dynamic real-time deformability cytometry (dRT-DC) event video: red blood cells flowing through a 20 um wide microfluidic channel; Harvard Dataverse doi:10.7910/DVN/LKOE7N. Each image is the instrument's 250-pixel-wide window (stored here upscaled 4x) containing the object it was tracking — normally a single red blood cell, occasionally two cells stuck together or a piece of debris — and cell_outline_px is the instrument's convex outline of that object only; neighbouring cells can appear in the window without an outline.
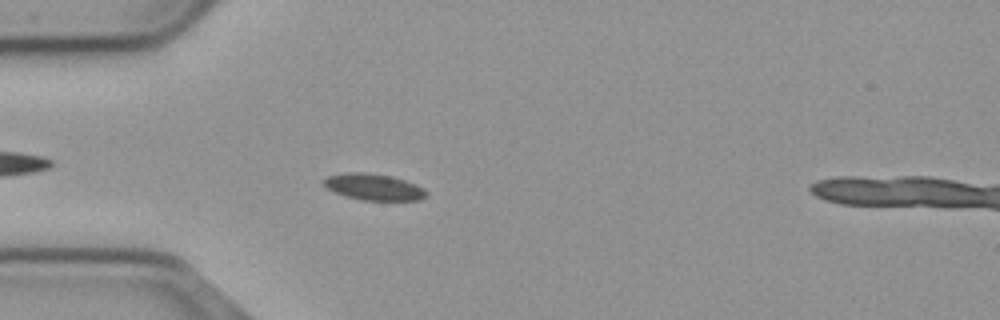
{"species": "common noctule bat (a hibernating species)", "species_latin": "Nyctalus noctula", "temperature_condition": "cold", "stored_images_in_passage": 57, "camera_frame_rate_fps": 3000, "um_per_image_px": 0.085, "animal": {"sex": "male", "body_mass_g": 23.1, "forearm_length_mm": 52.7}, "frame": {"image": 1, "passage_image": 16, "time_ms": 5.0, "image_size_px": [1000, 320], "cell_outline_px": [[428, 196], [420, 200], [360, 200], [344, 196], [328, 188], [324, 184], [324, 180], [328, 176], [352, 172], [364, 172], [392, 176], [416, 184], [424, 188], [428, 192]], "centroid_in_image_um": [31.83, 15.9], "position_along_channel_um": 53.2, "area_um2": 15.72}}
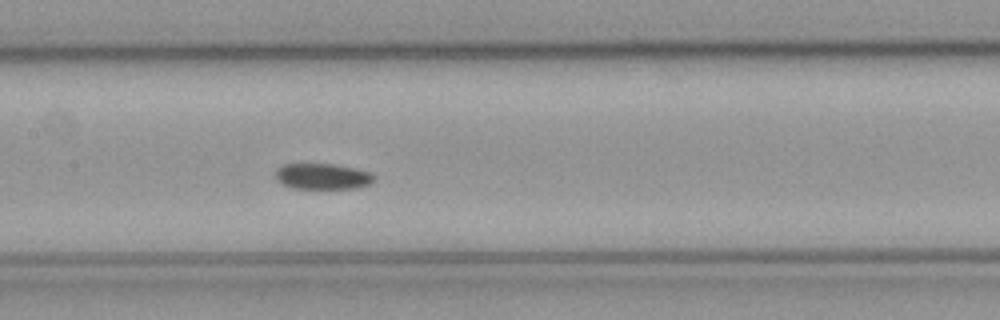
{"frame": {"image": 2, "passage_image": 27, "time_ms": 8.667, "image_size_px": [1000, 320], "cell_outline_px": [[376, 176], [368, 184], [356, 188], [292, 188], [280, 184], [276, 180], [276, 168], [284, 164], [332, 164], [356, 168], [368, 172]], "centroid_in_image_um": [27.36, 14.99], "position_along_channel_um": 180.0, "area_um2": 14.8}}
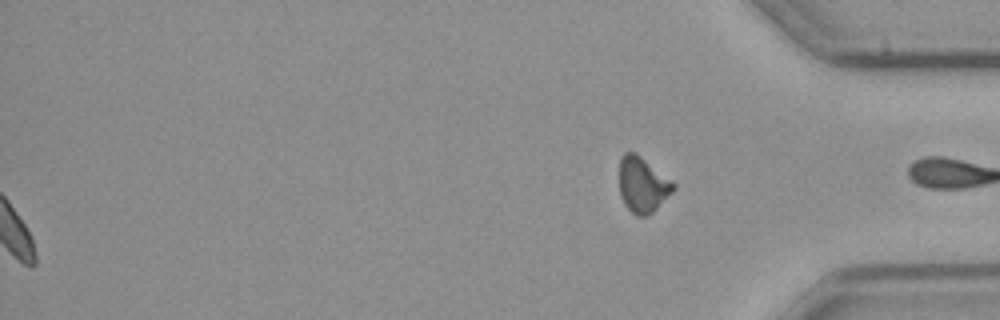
{"frame": {"image": 3, "passage_image": 57, "time_ms": 18.667, "image_size_px": [1000, 320], "cell_outline_px": [[676, 188], [652, 212], [644, 216], [636, 216], [624, 204], [620, 196], [620, 156], [624, 152], [636, 152], [672, 180], [676, 184]], "centroid_in_image_um": [54.62, 15.68], "position_along_channel_um": 380.6, "area_um2": 17.46}, "authors_computed_cell_mechanics": {"area_um2": 15.2014, "velocity_mm_per_s": 3.6567, "shape_relaxation_time_tau1_ms": 5.6321, "shape_relaxation_time_tau2_ms": null, "deformation_change_tau1": 0.0735, "deformation_change_tau2": null}}